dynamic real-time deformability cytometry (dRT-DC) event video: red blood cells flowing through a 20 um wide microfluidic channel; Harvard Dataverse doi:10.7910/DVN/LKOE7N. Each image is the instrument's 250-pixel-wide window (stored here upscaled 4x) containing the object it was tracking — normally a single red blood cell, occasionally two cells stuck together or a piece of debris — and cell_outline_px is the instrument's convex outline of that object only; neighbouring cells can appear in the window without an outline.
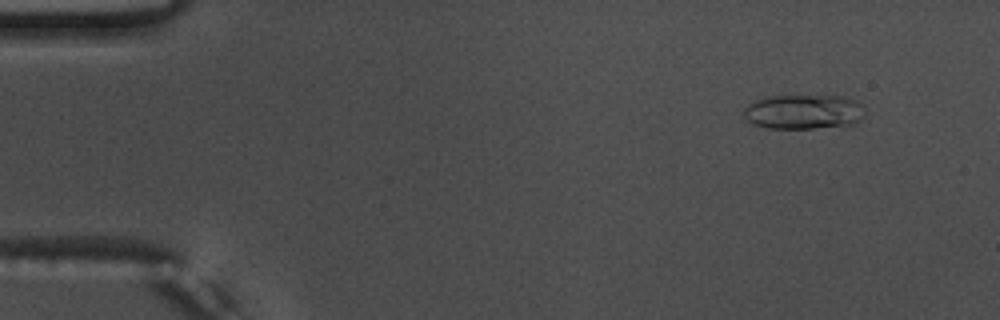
{"species": "common noctule bat (a hibernating species)", "species_latin": "Nyctalus noctula", "temperature_condition": "warm", "stored_images_in_passage": 52, "camera_frame_rate_fps": 3000, "um_per_image_px": 0.085, "animal": {"sex": "male", "body_mass_g": 17.5, "forearm_length_mm": 52.3}, "frame": {"image": 1, "passage_image": 3, "time_ms": 0.667, "image_size_px": [1000, 320], "cell_outline_px": [[864, 116], [856, 124], [812, 128], [764, 128], [752, 124], [744, 120], [744, 108], [748, 104], [764, 96], [844, 96], [856, 100], [860, 104]], "centroid_in_image_um": [68.26, 9.51], "position_along_channel_um": 16.7, "area_um2": 24.62}}
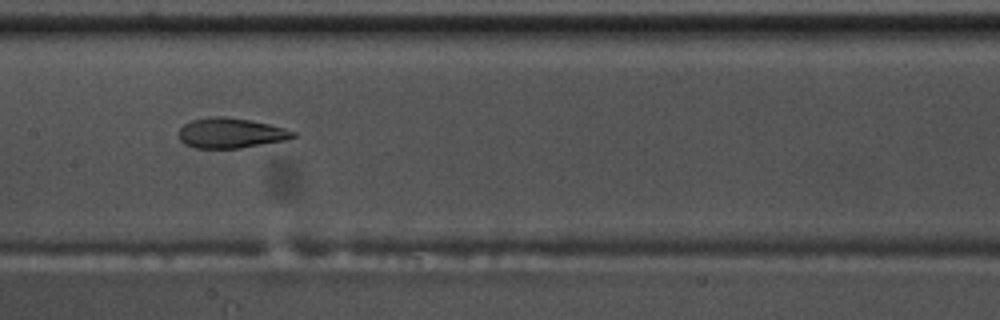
{"frame": {"image": 2, "passage_image": 25, "time_ms": 8.0, "image_size_px": [1000, 320], "cell_outline_px": [[296, 136], [288, 140], [240, 148], [192, 148], [184, 144], [180, 140], [180, 128], [184, 124], [192, 120], [212, 116], [224, 116], [248, 120], [268, 124], [284, 128], [296, 132]], "centroid_in_image_um": [19.62, 11.32], "position_along_channel_um": 187.8, "area_um2": 20.06}}
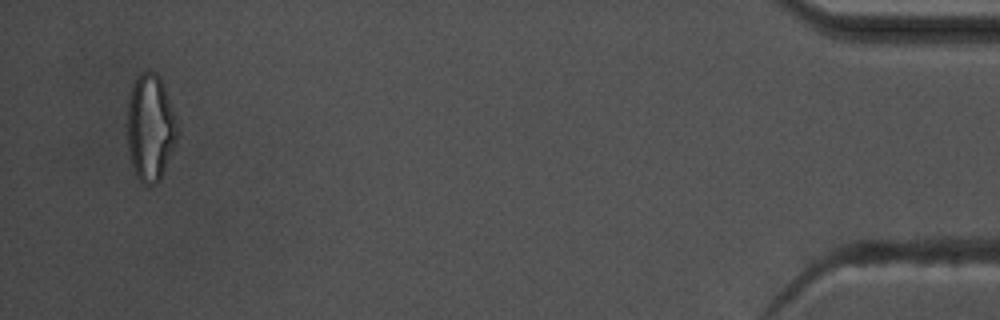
{"frame": {"image": 3, "passage_image": 50, "time_ms": 16.333, "image_size_px": [1000, 320], "cell_outline_px": [[180, 132], [160, 180], [156, 184], [144, 184], [136, 176], [128, 152], [128, 96], [132, 80], [140, 72], [152, 72], [160, 76], [180, 124]], "centroid_in_image_um": [12.8, 10.81], "position_along_channel_um": 422.4, "area_um2": 31.73}, "authors_computed_cell_mechanics": {"area_um2": 21.675, "velocity_mm_per_s": 3.7894, "shape_relaxation_time_tau1_ms": 8.6902, "shape_relaxation_time_tau2_ms": 1.6137, "deformation_change_tau1": 0.2841, "deformation_change_tau2": 0.096}}